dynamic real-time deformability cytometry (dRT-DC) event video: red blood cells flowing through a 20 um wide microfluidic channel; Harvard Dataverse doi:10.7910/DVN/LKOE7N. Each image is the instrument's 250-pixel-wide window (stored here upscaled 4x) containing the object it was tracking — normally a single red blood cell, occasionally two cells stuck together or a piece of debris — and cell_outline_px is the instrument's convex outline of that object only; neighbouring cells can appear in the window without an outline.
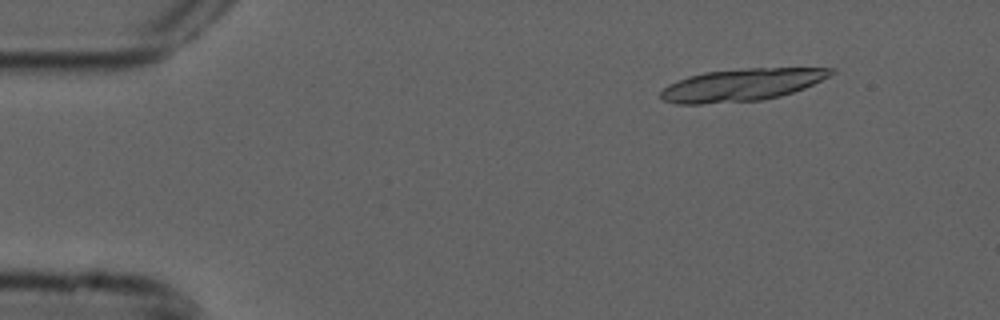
{"species": "common noctule bat (a hibernating species)", "species_latin": "Nyctalus noctula", "temperature_condition": "cold", "stored_images_in_passage": 6, "segment_of_instrument_passage": [1, 2], "camera_frame_rate_fps": 3000, "um_per_image_px": 0.085, "animal": {"sex": "male", "forearm_length_mm": 52.5}, "frame": {"image": 1, "passage_image": 2, "time_ms": 0.333, "image_size_px": [1000, 320], "cell_outline_px": [[836, 72], [804, 88], [780, 96], [760, 100], [700, 104], [676, 104], [664, 100], [660, 96], [660, 92], [668, 84], [676, 80], [688, 76], [704, 72], [748, 68], [836, 68]], "centroid_in_image_um": [63.0, 7.21], "position_along_channel_um": 22.0, "area_um2": 31.91}}